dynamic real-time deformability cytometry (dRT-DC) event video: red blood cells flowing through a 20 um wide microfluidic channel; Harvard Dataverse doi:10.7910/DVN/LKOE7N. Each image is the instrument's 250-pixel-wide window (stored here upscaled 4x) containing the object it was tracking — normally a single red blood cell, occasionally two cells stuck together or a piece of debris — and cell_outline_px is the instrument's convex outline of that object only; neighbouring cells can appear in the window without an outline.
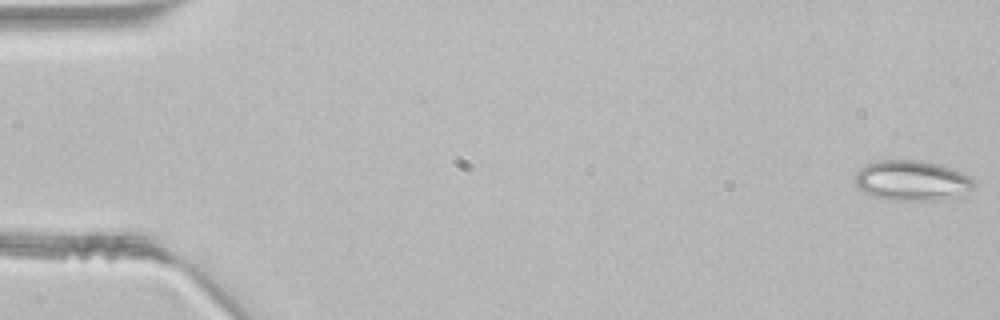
{"species": "common noctule bat (a hibernating species)", "species_latin": "Nyctalus noctula", "temperature_condition": "room temperature", "stored_images_in_passage": 12, "camera_frame_rate_fps": 3000, "um_per_image_px": 0.085, "animal": {"sex": "male", "body_mass_g": 21.5, "forearm_length_mm": 52.0}, "frame": {"image": 1, "passage_image": 1, "time_ms": 0.0, "image_size_px": [1000, 320], "cell_outline_px": [[976, 184], [968, 192], [944, 200], [892, 200], [872, 196], [864, 192], [856, 184], [856, 172], [864, 164], [876, 160], [920, 160], [940, 164], [952, 168], [972, 176]], "centroid_in_image_um": [77.54, 15.34], "position_along_channel_um": 7.5, "area_um2": 28.21}}